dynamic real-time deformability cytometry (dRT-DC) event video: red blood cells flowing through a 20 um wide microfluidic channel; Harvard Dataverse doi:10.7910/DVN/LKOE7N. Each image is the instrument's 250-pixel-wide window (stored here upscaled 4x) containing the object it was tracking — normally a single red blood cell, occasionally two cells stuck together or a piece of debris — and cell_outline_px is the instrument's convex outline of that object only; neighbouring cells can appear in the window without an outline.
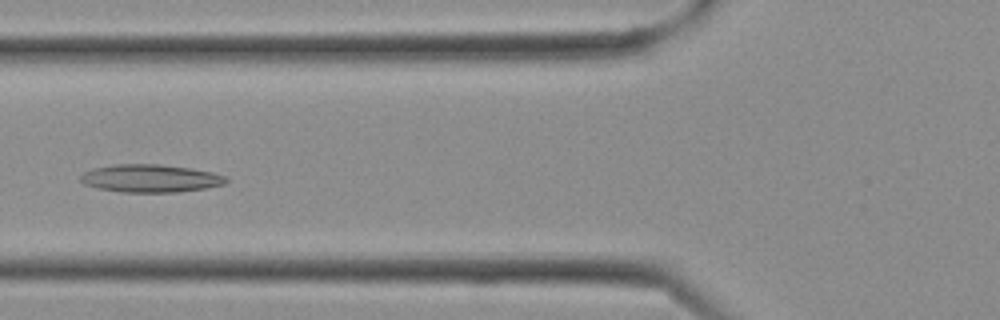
{"species": "Egyptian fruit bat (a non-hibernating species)", "species_latin": "Rousettus aegyptiacus", "temperature_condition": "cold", "stored_images_in_passage": 28, "camera_frame_rate_fps": 3000, "um_per_image_px": 0.085, "frame": {"image": 1, "passage_image": 10, "time_ms": 3.0, "image_size_px": [1000, 320], "cell_outline_px": [[228, 180], [224, 184], [208, 188], [176, 192], [120, 192], [100, 188], [84, 184], [80, 180], [80, 176], [84, 172], [96, 168], [112, 164], [160, 164], [192, 168], [212, 172], [228, 176]], "centroid_in_image_um": [12.83, 15.16], "position_along_channel_um": 113.0, "area_um2": 23.7}}
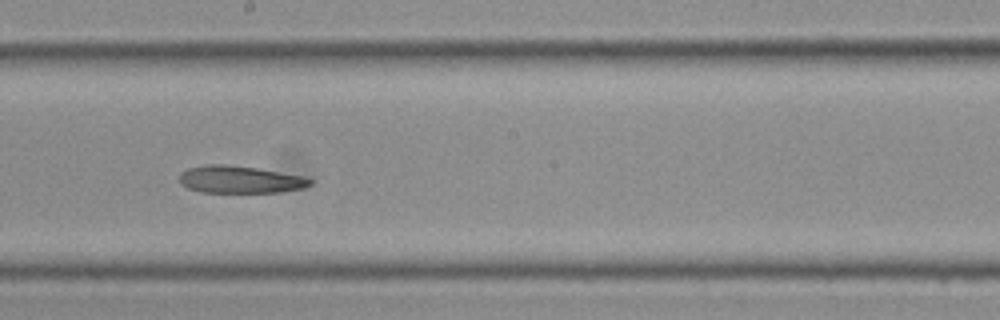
{"frame": {"image": 2, "passage_image": 15, "time_ms": 4.667, "image_size_px": [1000, 320], "cell_outline_px": [[312, 184], [304, 188], [280, 192], [200, 192], [188, 188], [180, 184], [180, 172], [188, 168], [204, 164], [224, 164], [256, 168], [300, 176], [312, 180]], "centroid_in_image_um": [20.34, 15.26], "position_along_channel_um": 227.9, "area_um2": 20.69}}
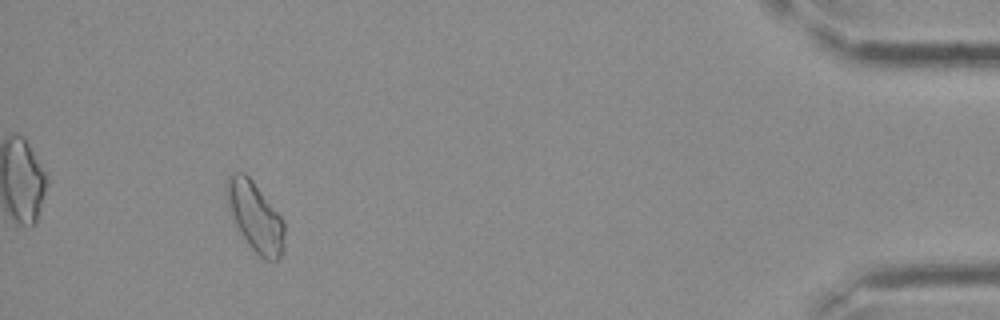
{"frame": {"image": 3, "passage_image": 26, "time_ms": 8.333, "image_size_px": [1000, 320], "cell_outline_px": [[284, 252], [276, 260], [264, 260], [248, 244], [240, 232], [228, 208], [224, 196], [224, 188], [228, 176], [232, 172], [244, 172], [252, 180], [284, 220]], "centroid_in_image_um": [21.67, 18.39], "position_along_channel_um": 413.5, "area_um2": 23.52}}